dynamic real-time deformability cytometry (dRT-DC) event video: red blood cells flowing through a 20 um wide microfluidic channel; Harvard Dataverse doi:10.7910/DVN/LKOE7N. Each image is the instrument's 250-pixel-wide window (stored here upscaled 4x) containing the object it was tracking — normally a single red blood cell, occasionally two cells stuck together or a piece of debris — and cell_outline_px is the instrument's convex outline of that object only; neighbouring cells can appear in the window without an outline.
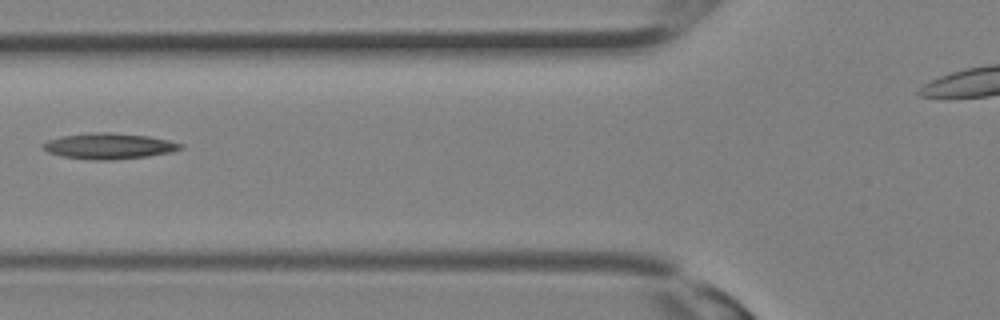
{"species": "Egyptian fruit bat (a non-hibernating species)", "species_latin": "Rousettus aegyptiacus", "temperature_condition": "room temperature", "stored_images_in_passage": 9, "camera_frame_rate_fps": 3000, "um_per_image_px": 0.085, "animal": {"sex": "female"}, "frame": {"image": 1, "passage_image": 6, "time_ms": 1.667, "image_size_px": [1000, 320], "cell_outline_px": [[184, 148], [172, 152], [148, 156], [112, 160], [88, 160], [60, 156], [48, 152], [40, 148], [40, 144], [48, 140], [64, 136], [96, 132], [108, 132], [148, 136], [168, 140], [184, 144]], "centroid_in_image_um": [9.25, 12.43], "position_along_channel_um": 116.6, "area_um2": 20.87}}
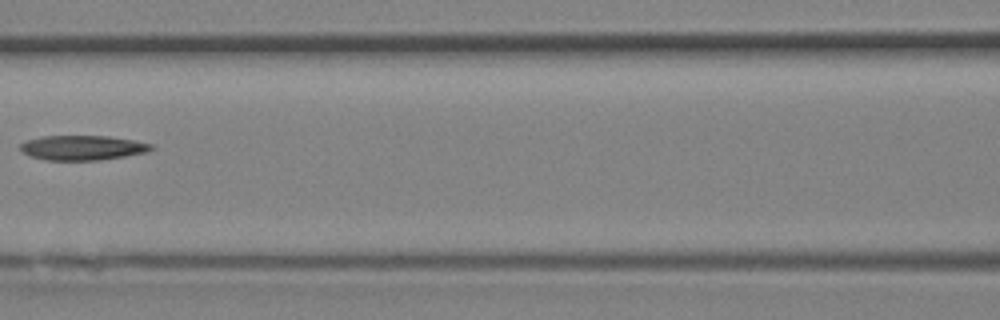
{"frame": {"image": 2, "passage_image": 8, "time_ms": 2.333, "image_size_px": [1000, 320], "cell_outline_px": [[156, 148], [148, 152], [100, 160], [44, 160], [32, 156], [24, 152], [20, 148], [20, 144], [24, 140], [40, 136], [108, 136], [132, 140], [152, 144]], "centroid_in_image_um": [7.01, 12.55], "position_along_channel_um": 159.6, "area_um2": 18.9}}